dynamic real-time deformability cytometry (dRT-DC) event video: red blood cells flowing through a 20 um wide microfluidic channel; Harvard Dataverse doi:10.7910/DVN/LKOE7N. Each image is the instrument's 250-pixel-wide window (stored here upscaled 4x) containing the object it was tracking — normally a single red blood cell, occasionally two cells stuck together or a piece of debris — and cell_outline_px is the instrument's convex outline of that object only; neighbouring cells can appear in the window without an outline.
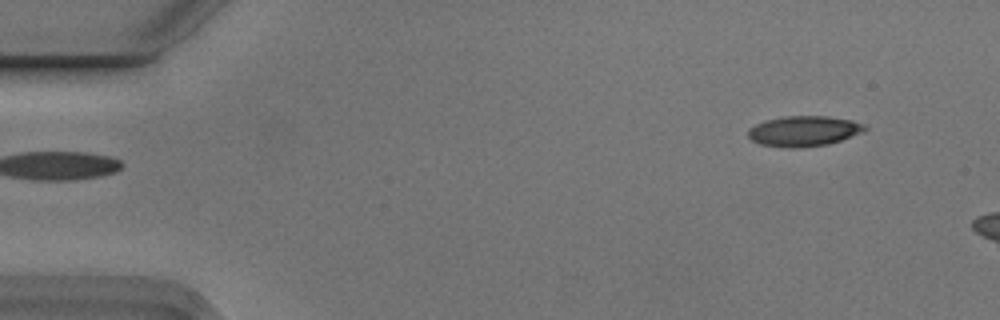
{"species": "Egyptian fruit bat (a non-hibernating species)", "species_latin": "Rousettus aegyptiacus", "temperature_condition": "cold", "stored_images_in_passage": 5, "segment_of_instrument_passage": [2, 2], "camera_frame_rate_fps": 3000, "um_per_image_px": 0.085, "animal": {"sex": "male"}, "frame": {"image": 1, "passage_image": 5, "time_ms": 1.333, "image_size_px": [1000, 320], "cell_outline_px": [[868, 128], [860, 132], [840, 140], [828, 144], [800, 148], [788, 148], [760, 144], [752, 140], [748, 136], [748, 128], [764, 120], [784, 116], [828, 116], [852, 120], [864, 124]], "centroid_in_image_um": [68.28, 11.14], "position_along_channel_um": 16.7, "area_um2": 20.63}}